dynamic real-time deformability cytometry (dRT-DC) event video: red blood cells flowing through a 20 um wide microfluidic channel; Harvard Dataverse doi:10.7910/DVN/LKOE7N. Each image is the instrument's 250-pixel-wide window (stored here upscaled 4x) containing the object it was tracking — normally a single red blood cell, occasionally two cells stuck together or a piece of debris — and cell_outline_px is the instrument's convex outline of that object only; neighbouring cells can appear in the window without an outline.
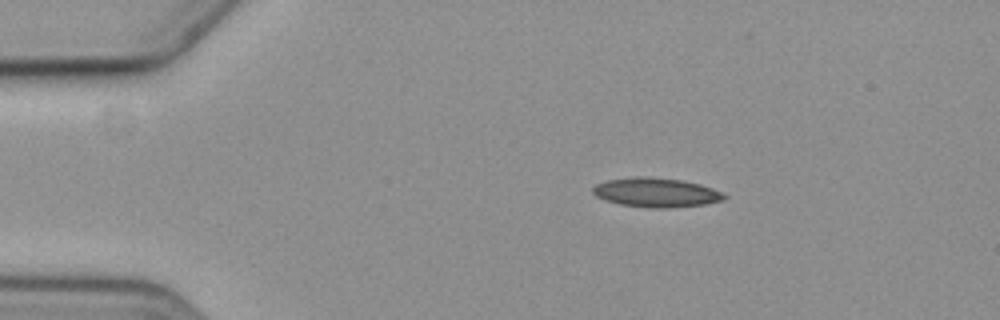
{"species": "common noctule bat (a hibernating species)", "species_latin": "Nyctalus noctula", "temperature_condition": "cold", "stored_images_in_passage": 5, "camera_frame_rate_fps": 3000, "um_per_image_px": 0.085, "animal": {"sex": "female", "body_mass_g": 19.3, "forearm_length_mm": 54.1}, "frame": {"image": 1, "passage_image": 3, "time_ms": 3.333, "image_size_px": [1000, 320], "cell_outline_px": [[728, 196], [724, 200], [704, 204], [668, 208], [652, 208], [620, 204], [604, 200], [596, 196], [592, 192], [592, 188], [596, 184], [608, 180], [632, 176], [648, 176], [680, 180], [700, 184], [712, 188]], "centroid_in_image_um": [55.75, 16.36], "position_along_channel_um": 29.3, "area_um2": 22.43}}